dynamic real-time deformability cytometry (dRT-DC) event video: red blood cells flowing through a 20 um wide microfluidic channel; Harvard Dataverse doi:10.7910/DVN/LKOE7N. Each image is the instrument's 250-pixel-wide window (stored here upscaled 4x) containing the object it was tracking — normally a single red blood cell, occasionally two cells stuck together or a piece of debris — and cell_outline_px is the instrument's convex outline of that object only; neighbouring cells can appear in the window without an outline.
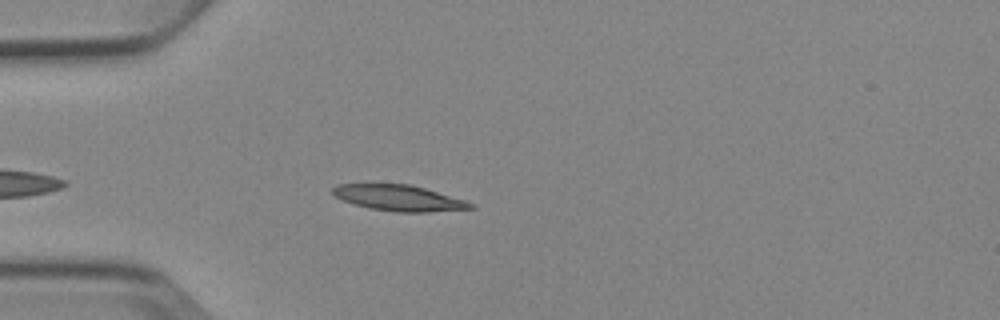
{"species": "Egyptian fruit bat (a non-hibernating species)", "species_latin": "Rousettus aegyptiacus", "temperature_condition": "cold", "stored_images_in_passage": 5, "camera_frame_rate_fps": 3000, "um_per_image_px": 0.085, "animal": {"sex": "female"}, "frame": {"image": 1, "passage_image": 4, "time_ms": 4.667, "image_size_px": [1000, 320], "cell_outline_px": [[476, 208], [428, 212], [396, 212], [368, 208], [352, 204], [332, 196], [332, 188], [336, 184], [368, 180], [408, 184], [424, 188], [464, 200], [476, 204]], "centroid_in_image_um": [33.75, 16.77], "position_along_channel_um": 51.2, "area_um2": 21.91}}